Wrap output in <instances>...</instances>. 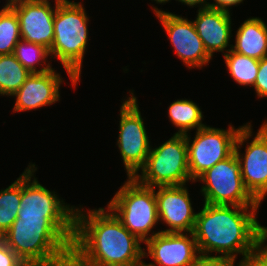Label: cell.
<instances>
[{
	"mask_svg": "<svg viewBox=\"0 0 267 266\" xmlns=\"http://www.w3.org/2000/svg\"><path fill=\"white\" fill-rule=\"evenodd\" d=\"M83 209H75L71 254L79 266H143L140 243L144 242L126 229L108 207L88 213Z\"/></svg>",
	"mask_w": 267,
	"mask_h": 266,
	"instance_id": "cell-1",
	"label": "cell"
},
{
	"mask_svg": "<svg viewBox=\"0 0 267 266\" xmlns=\"http://www.w3.org/2000/svg\"><path fill=\"white\" fill-rule=\"evenodd\" d=\"M259 206L204 203L196 214L193 235L200 254L237 258L253 251L267 238V227L258 222Z\"/></svg>",
	"mask_w": 267,
	"mask_h": 266,
	"instance_id": "cell-2",
	"label": "cell"
},
{
	"mask_svg": "<svg viewBox=\"0 0 267 266\" xmlns=\"http://www.w3.org/2000/svg\"><path fill=\"white\" fill-rule=\"evenodd\" d=\"M75 218H17L1 237L27 266H66Z\"/></svg>",
	"mask_w": 267,
	"mask_h": 266,
	"instance_id": "cell-3",
	"label": "cell"
},
{
	"mask_svg": "<svg viewBox=\"0 0 267 266\" xmlns=\"http://www.w3.org/2000/svg\"><path fill=\"white\" fill-rule=\"evenodd\" d=\"M83 6L81 2L57 1L54 16L51 59L57 58L60 61L73 87H76L80 80L89 36V18Z\"/></svg>",
	"mask_w": 267,
	"mask_h": 266,
	"instance_id": "cell-4",
	"label": "cell"
},
{
	"mask_svg": "<svg viewBox=\"0 0 267 266\" xmlns=\"http://www.w3.org/2000/svg\"><path fill=\"white\" fill-rule=\"evenodd\" d=\"M107 207L126 229L144 243L161 232L153 231L150 236L151 230L159 222L155 187L145 186L134 177H128Z\"/></svg>",
	"mask_w": 267,
	"mask_h": 266,
	"instance_id": "cell-5",
	"label": "cell"
},
{
	"mask_svg": "<svg viewBox=\"0 0 267 266\" xmlns=\"http://www.w3.org/2000/svg\"><path fill=\"white\" fill-rule=\"evenodd\" d=\"M134 178L149 187L180 186L192 181L188 167L185 135L174 134L157 148L150 149L145 165Z\"/></svg>",
	"mask_w": 267,
	"mask_h": 266,
	"instance_id": "cell-6",
	"label": "cell"
},
{
	"mask_svg": "<svg viewBox=\"0 0 267 266\" xmlns=\"http://www.w3.org/2000/svg\"><path fill=\"white\" fill-rule=\"evenodd\" d=\"M202 182L200 192L204 203L211 205L260 206L245 188L239 160L233 152L204 172L196 182Z\"/></svg>",
	"mask_w": 267,
	"mask_h": 266,
	"instance_id": "cell-7",
	"label": "cell"
},
{
	"mask_svg": "<svg viewBox=\"0 0 267 266\" xmlns=\"http://www.w3.org/2000/svg\"><path fill=\"white\" fill-rule=\"evenodd\" d=\"M244 125L227 130L209 125L196 130L193 140L185 134L187 141L188 167L193 182L216 163L228 158L234 152L238 132Z\"/></svg>",
	"mask_w": 267,
	"mask_h": 266,
	"instance_id": "cell-8",
	"label": "cell"
},
{
	"mask_svg": "<svg viewBox=\"0 0 267 266\" xmlns=\"http://www.w3.org/2000/svg\"><path fill=\"white\" fill-rule=\"evenodd\" d=\"M251 122L244 124L238 132L234 152L239 160L241 176L245 188L261 203L267 195V121L260 125L251 142H246L252 137ZM245 143V153L240 149Z\"/></svg>",
	"mask_w": 267,
	"mask_h": 266,
	"instance_id": "cell-9",
	"label": "cell"
},
{
	"mask_svg": "<svg viewBox=\"0 0 267 266\" xmlns=\"http://www.w3.org/2000/svg\"><path fill=\"white\" fill-rule=\"evenodd\" d=\"M131 93V94H130ZM120 107L118 149L127 177H134L145 165L151 145L139 110L137 97L129 92Z\"/></svg>",
	"mask_w": 267,
	"mask_h": 266,
	"instance_id": "cell-10",
	"label": "cell"
},
{
	"mask_svg": "<svg viewBox=\"0 0 267 266\" xmlns=\"http://www.w3.org/2000/svg\"><path fill=\"white\" fill-rule=\"evenodd\" d=\"M35 166L30 163L21 174V204L17 218H75L76 207L67 205L57 192L41 185L34 176Z\"/></svg>",
	"mask_w": 267,
	"mask_h": 266,
	"instance_id": "cell-11",
	"label": "cell"
},
{
	"mask_svg": "<svg viewBox=\"0 0 267 266\" xmlns=\"http://www.w3.org/2000/svg\"><path fill=\"white\" fill-rule=\"evenodd\" d=\"M168 35L178 58L189 68H201L212 57L208 54L201 38L196 32L193 21L185 17L166 12L157 7L152 9Z\"/></svg>",
	"mask_w": 267,
	"mask_h": 266,
	"instance_id": "cell-12",
	"label": "cell"
},
{
	"mask_svg": "<svg viewBox=\"0 0 267 266\" xmlns=\"http://www.w3.org/2000/svg\"><path fill=\"white\" fill-rule=\"evenodd\" d=\"M6 1L18 17L21 39L42 45L50 50L54 40L53 26L57 1L69 0H55L54 8L48 0Z\"/></svg>",
	"mask_w": 267,
	"mask_h": 266,
	"instance_id": "cell-13",
	"label": "cell"
},
{
	"mask_svg": "<svg viewBox=\"0 0 267 266\" xmlns=\"http://www.w3.org/2000/svg\"><path fill=\"white\" fill-rule=\"evenodd\" d=\"M144 244V257L154 262L143 266H193L200 255L192 232H160Z\"/></svg>",
	"mask_w": 267,
	"mask_h": 266,
	"instance_id": "cell-14",
	"label": "cell"
},
{
	"mask_svg": "<svg viewBox=\"0 0 267 266\" xmlns=\"http://www.w3.org/2000/svg\"><path fill=\"white\" fill-rule=\"evenodd\" d=\"M155 189L159 222L163 221L169 228L161 232H193L197 213L187 187L157 186Z\"/></svg>",
	"mask_w": 267,
	"mask_h": 266,
	"instance_id": "cell-15",
	"label": "cell"
},
{
	"mask_svg": "<svg viewBox=\"0 0 267 266\" xmlns=\"http://www.w3.org/2000/svg\"><path fill=\"white\" fill-rule=\"evenodd\" d=\"M52 69L44 73H31L23 85L12 95L16 97L14 112H24L52 105L60 100V86L64 81Z\"/></svg>",
	"mask_w": 267,
	"mask_h": 266,
	"instance_id": "cell-16",
	"label": "cell"
},
{
	"mask_svg": "<svg viewBox=\"0 0 267 266\" xmlns=\"http://www.w3.org/2000/svg\"><path fill=\"white\" fill-rule=\"evenodd\" d=\"M231 21L230 13L218 9L203 8L198 10L193 23L198 36L211 57L215 52H223V55H225L224 51L227 53L232 49V44H230L233 31Z\"/></svg>",
	"mask_w": 267,
	"mask_h": 266,
	"instance_id": "cell-17",
	"label": "cell"
},
{
	"mask_svg": "<svg viewBox=\"0 0 267 266\" xmlns=\"http://www.w3.org/2000/svg\"><path fill=\"white\" fill-rule=\"evenodd\" d=\"M232 50L250 58L267 57V25L257 17L246 19L238 28Z\"/></svg>",
	"mask_w": 267,
	"mask_h": 266,
	"instance_id": "cell-18",
	"label": "cell"
},
{
	"mask_svg": "<svg viewBox=\"0 0 267 266\" xmlns=\"http://www.w3.org/2000/svg\"><path fill=\"white\" fill-rule=\"evenodd\" d=\"M168 117L170 122L178 128L174 134L185 135L192 129H200L206 126L202 123V110L192 100L178 99L168 107Z\"/></svg>",
	"mask_w": 267,
	"mask_h": 266,
	"instance_id": "cell-19",
	"label": "cell"
},
{
	"mask_svg": "<svg viewBox=\"0 0 267 266\" xmlns=\"http://www.w3.org/2000/svg\"><path fill=\"white\" fill-rule=\"evenodd\" d=\"M30 74L13 54L0 55V95L12 96Z\"/></svg>",
	"mask_w": 267,
	"mask_h": 266,
	"instance_id": "cell-20",
	"label": "cell"
},
{
	"mask_svg": "<svg viewBox=\"0 0 267 266\" xmlns=\"http://www.w3.org/2000/svg\"><path fill=\"white\" fill-rule=\"evenodd\" d=\"M13 55L30 73H44L54 69L51 63H46L47 58H51L50 50L42 45L20 39L14 47ZM37 64L44 67L38 70Z\"/></svg>",
	"mask_w": 267,
	"mask_h": 266,
	"instance_id": "cell-21",
	"label": "cell"
},
{
	"mask_svg": "<svg viewBox=\"0 0 267 266\" xmlns=\"http://www.w3.org/2000/svg\"><path fill=\"white\" fill-rule=\"evenodd\" d=\"M224 61L229 71L228 73L237 84L254 86L259 69V60L239 54L230 49L225 53Z\"/></svg>",
	"mask_w": 267,
	"mask_h": 266,
	"instance_id": "cell-22",
	"label": "cell"
},
{
	"mask_svg": "<svg viewBox=\"0 0 267 266\" xmlns=\"http://www.w3.org/2000/svg\"><path fill=\"white\" fill-rule=\"evenodd\" d=\"M21 204V175L0 191V238L17 219Z\"/></svg>",
	"mask_w": 267,
	"mask_h": 266,
	"instance_id": "cell-23",
	"label": "cell"
},
{
	"mask_svg": "<svg viewBox=\"0 0 267 266\" xmlns=\"http://www.w3.org/2000/svg\"><path fill=\"white\" fill-rule=\"evenodd\" d=\"M20 39L18 17L6 3L0 10V55L13 54L14 47Z\"/></svg>",
	"mask_w": 267,
	"mask_h": 266,
	"instance_id": "cell-24",
	"label": "cell"
},
{
	"mask_svg": "<svg viewBox=\"0 0 267 266\" xmlns=\"http://www.w3.org/2000/svg\"><path fill=\"white\" fill-rule=\"evenodd\" d=\"M267 238L264 239L253 251L247 253L237 266H267Z\"/></svg>",
	"mask_w": 267,
	"mask_h": 266,
	"instance_id": "cell-25",
	"label": "cell"
},
{
	"mask_svg": "<svg viewBox=\"0 0 267 266\" xmlns=\"http://www.w3.org/2000/svg\"><path fill=\"white\" fill-rule=\"evenodd\" d=\"M253 88L259 98H267V57L259 60V69Z\"/></svg>",
	"mask_w": 267,
	"mask_h": 266,
	"instance_id": "cell-26",
	"label": "cell"
},
{
	"mask_svg": "<svg viewBox=\"0 0 267 266\" xmlns=\"http://www.w3.org/2000/svg\"><path fill=\"white\" fill-rule=\"evenodd\" d=\"M235 258L200 254L193 266H234Z\"/></svg>",
	"mask_w": 267,
	"mask_h": 266,
	"instance_id": "cell-27",
	"label": "cell"
},
{
	"mask_svg": "<svg viewBox=\"0 0 267 266\" xmlns=\"http://www.w3.org/2000/svg\"><path fill=\"white\" fill-rule=\"evenodd\" d=\"M0 266H27L0 238Z\"/></svg>",
	"mask_w": 267,
	"mask_h": 266,
	"instance_id": "cell-28",
	"label": "cell"
},
{
	"mask_svg": "<svg viewBox=\"0 0 267 266\" xmlns=\"http://www.w3.org/2000/svg\"><path fill=\"white\" fill-rule=\"evenodd\" d=\"M213 3H208V8L218 9L227 13H231L229 10L231 6H237L243 3V0H213Z\"/></svg>",
	"mask_w": 267,
	"mask_h": 266,
	"instance_id": "cell-29",
	"label": "cell"
},
{
	"mask_svg": "<svg viewBox=\"0 0 267 266\" xmlns=\"http://www.w3.org/2000/svg\"><path fill=\"white\" fill-rule=\"evenodd\" d=\"M178 2H181L182 4H185L189 7H195L199 6L198 9L208 8V3L206 0H176Z\"/></svg>",
	"mask_w": 267,
	"mask_h": 266,
	"instance_id": "cell-30",
	"label": "cell"
},
{
	"mask_svg": "<svg viewBox=\"0 0 267 266\" xmlns=\"http://www.w3.org/2000/svg\"><path fill=\"white\" fill-rule=\"evenodd\" d=\"M66 266H79L72 258L68 261Z\"/></svg>",
	"mask_w": 267,
	"mask_h": 266,
	"instance_id": "cell-31",
	"label": "cell"
},
{
	"mask_svg": "<svg viewBox=\"0 0 267 266\" xmlns=\"http://www.w3.org/2000/svg\"><path fill=\"white\" fill-rule=\"evenodd\" d=\"M154 1H156L158 4H164L169 2L170 0H154Z\"/></svg>",
	"mask_w": 267,
	"mask_h": 266,
	"instance_id": "cell-32",
	"label": "cell"
}]
</instances>
